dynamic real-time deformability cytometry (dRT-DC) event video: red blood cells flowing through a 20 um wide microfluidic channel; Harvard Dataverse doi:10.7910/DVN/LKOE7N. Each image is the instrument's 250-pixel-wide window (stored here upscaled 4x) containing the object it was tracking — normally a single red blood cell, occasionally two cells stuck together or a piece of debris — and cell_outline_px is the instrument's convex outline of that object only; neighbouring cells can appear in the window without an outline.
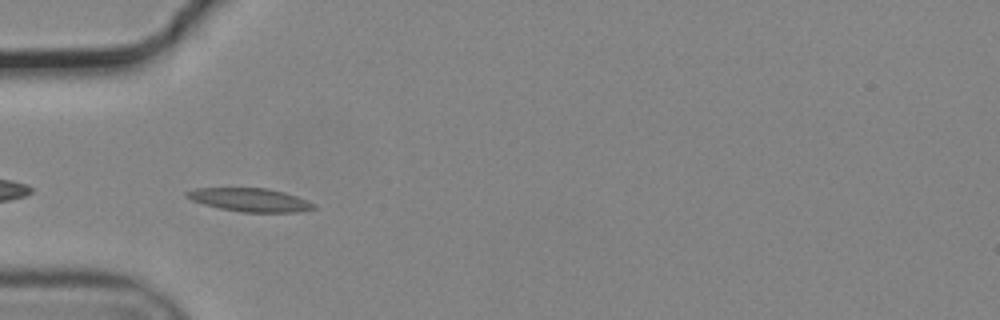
{"species": "common noctule bat (a hibernating species)", "species_latin": "Nyctalus noctula", "temperature_condition": "cold", "stored_images_in_passage": 5, "camera_frame_rate_fps": 3000, "um_per_image_px": 0.085, "animal": {"sex": "male", "body_mass_g": 19.2, "forearm_length_mm": 51.8}, "frame": {"image": 1, "passage_image": 2, "time_ms": 0.333, "image_size_px": [1000, 320], "cell_outline_px": [[316, 208], [296, 212], [240, 212], [220, 208], [204, 204], [192, 200], [184, 196], [184, 192], [196, 188], [268, 188], [284, 192], [296, 196], [316, 204]], "centroid_in_image_um": [21.23, 16.98], "position_along_channel_um": 63.8, "area_um2": 17.28}}